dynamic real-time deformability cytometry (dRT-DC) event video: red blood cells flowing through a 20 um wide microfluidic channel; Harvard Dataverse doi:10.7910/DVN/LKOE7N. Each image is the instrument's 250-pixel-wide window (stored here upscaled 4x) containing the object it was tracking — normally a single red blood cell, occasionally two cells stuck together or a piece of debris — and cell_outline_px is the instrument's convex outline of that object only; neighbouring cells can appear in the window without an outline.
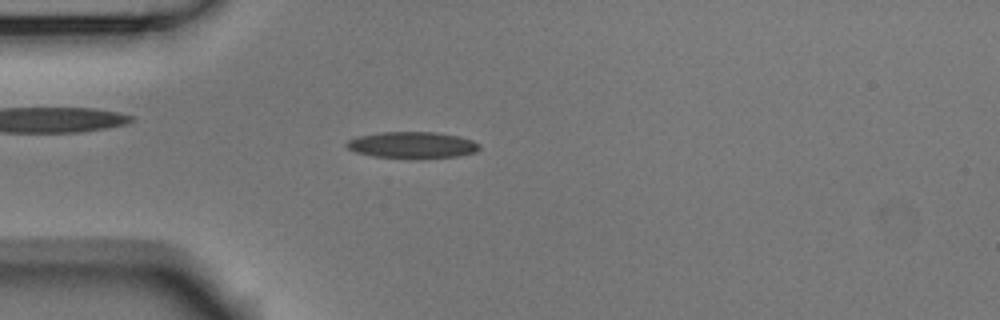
{"species": "Egyptian fruit bat (a non-hibernating species)", "species_latin": "Rousettus aegyptiacus", "temperature_condition": "room temperature", "stored_images_in_passage": 53, "camera_frame_rate_fps": 3000, "um_per_image_px": 0.085, "animal": {"sex": "male"}, "frame": {"image": 1, "passage_image": 14, "time_ms": 4.333, "image_size_px": [1000, 320], "cell_outline_px": [[480, 148], [476, 152], [460, 156], [412, 160], [408, 160], [372, 156], [356, 152], [348, 148], [344, 144], [348, 140], [356, 136], [384, 132], [432, 132], [460, 136], [472, 140], [480, 144]], "centroid_in_image_um": [35.05, 12.36], "position_along_channel_um": 50.0, "area_um2": 21.1}}
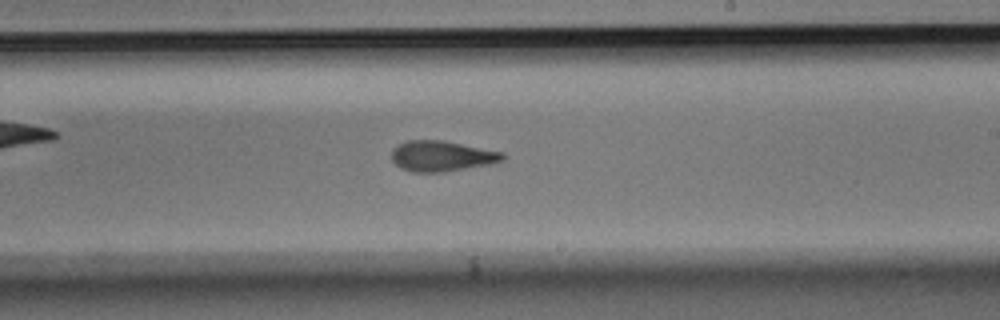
{"frame": {"image": 2, "passage_image": 31, "time_ms": 10.0, "image_size_px": [1000, 320], "cell_outline_px": [[504, 160], [496, 164], [444, 172], [412, 172], [400, 168], [392, 160], [392, 148], [408, 140], [444, 140], [504, 152]], "centroid_in_image_um": [37.6, 13.27], "position_along_channel_um": 251.4, "area_um2": 20.11}}
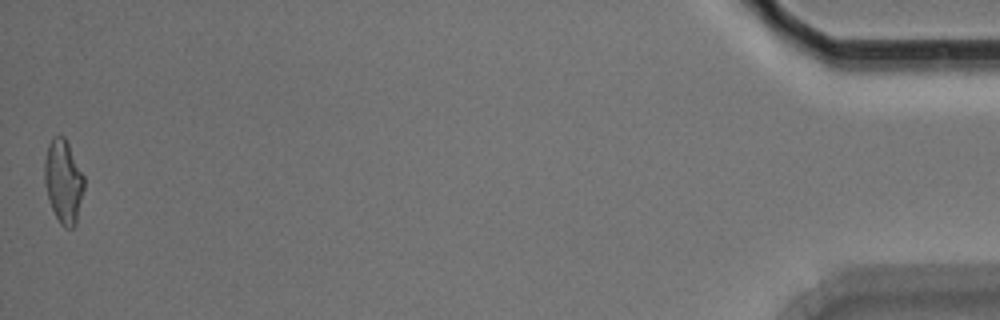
{"frame": {"image": 3, "passage_image": 53, "time_ms": 17.333, "image_size_px": [1000, 320], "cell_outline_px": [[84, 188], [76, 224], [72, 228], [64, 228], [60, 224], [52, 208], [44, 184], [44, 164], [48, 144], [52, 136], [64, 136], [84, 176]], "centroid_in_image_um": [5.38, 15.43], "position_along_channel_um": 429.8, "area_um2": 19.13}, "authors_computed_cell_mechanics": {"area_um2": 19.5364, "velocity_mm_per_s": 3.7329, "shape_relaxation_time_tau1_ms": null, "shape_relaxation_time_tau2_ms": 2.0176, "deformation_change_tau1": null, "deformation_change_tau2": 0.1008}}